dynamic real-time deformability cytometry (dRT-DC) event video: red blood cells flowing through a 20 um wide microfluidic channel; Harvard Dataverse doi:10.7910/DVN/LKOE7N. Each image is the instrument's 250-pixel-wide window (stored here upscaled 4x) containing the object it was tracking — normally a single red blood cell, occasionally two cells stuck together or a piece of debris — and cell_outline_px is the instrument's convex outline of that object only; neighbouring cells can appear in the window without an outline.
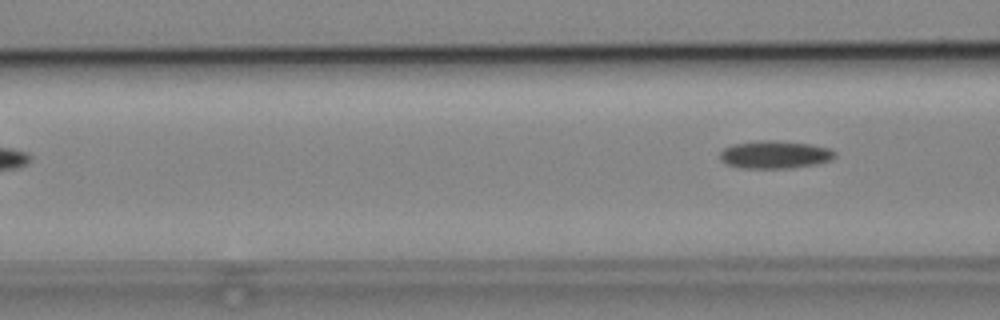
{"species": "common noctule bat (a hibernating species)", "species_latin": "Nyctalus noctula", "temperature_condition": "cold", "stored_images_in_passage": 3, "camera_frame_rate_fps": 3000, "um_per_image_px": 0.085, "animal": {"sex": "male", "body_mass_g": 19.2, "forearm_length_mm": 51.8}, "frame": {"image": 1, "passage_image": 3, "time_ms": 2.667, "image_size_px": [1000, 320], "cell_outline_px": [[836, 156], [832, 160], [820, 164], [792, 168], [740, 168], [724, 164], [720, 160], [720, 152], [724, 148], [732, 144], [756, 140], [776, 140], [808, 144], [828, 148], [836, 152]], "centroid_in_image_um": [65.85, 13.15], "position_along_channel_um": 100.8, "area_um2": 18.96}}